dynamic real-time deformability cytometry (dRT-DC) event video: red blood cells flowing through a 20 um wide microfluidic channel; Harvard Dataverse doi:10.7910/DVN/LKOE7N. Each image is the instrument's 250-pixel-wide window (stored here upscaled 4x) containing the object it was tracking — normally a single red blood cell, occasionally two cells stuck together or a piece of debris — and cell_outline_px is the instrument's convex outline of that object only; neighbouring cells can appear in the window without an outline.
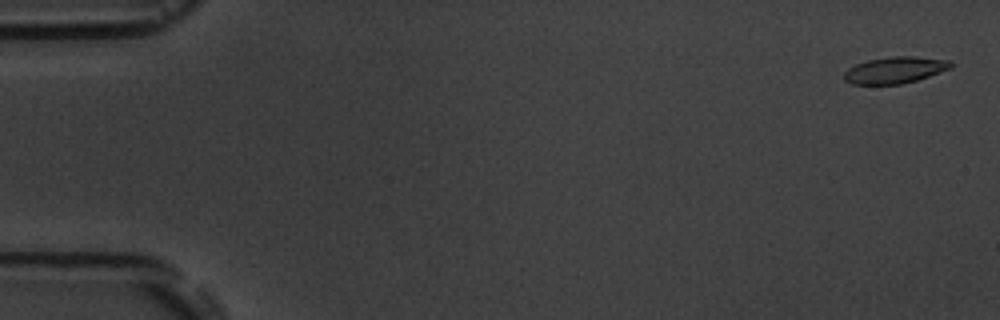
{"species": "common noctule bat (a hibernating species)", "species_latin": "Nyctalus noctula", "temperature_condition": "room temperature", "stored_images_in_passage": 6, "camera_frame_rate_fps": 3000, "um_per_image_px": 0.085, "animal": {"sex": "male", "body_mass_g": 19.5, "forearm_length_mm": 54.6}, "frame": {"image": 1, "passage_image": 1, "time_ms": 0.0, "image_size_px": [1000, 320], "cell_outline_px": [[956, 64], [952, 68], [904, 84], [852, 84], [844, 80], [844, 72], [848, 68], [856, 64], [868, 60], [888, 56], [912, 56], [952, 60]], "centroid_in_image_um": [76.11, 5.94], "position_along_channel_um": 8.9, "area_um2": 16.7}}
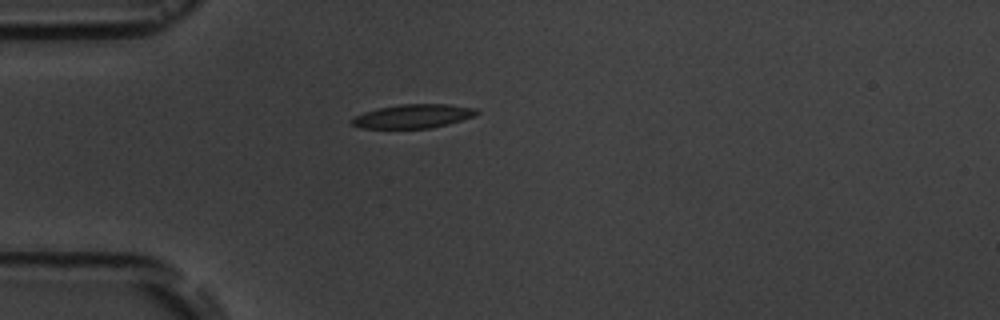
{"frame": {"image": 2, "passage_image": 5, "time_ms": 4.667, "image_size_px": [1000, 320], "cell_outline_px": [[480, 112], [472, 116], [448, 124], [428, 128], [360, 128], [352, 124], [348, 120], [364, 112], [376, 108], [400, 104], [448, 104], [476, 108]], "centroid_in_image_um": [35.07, 9.87], "position_along_channel_um": 49.9, "area_um2": 17.28}}